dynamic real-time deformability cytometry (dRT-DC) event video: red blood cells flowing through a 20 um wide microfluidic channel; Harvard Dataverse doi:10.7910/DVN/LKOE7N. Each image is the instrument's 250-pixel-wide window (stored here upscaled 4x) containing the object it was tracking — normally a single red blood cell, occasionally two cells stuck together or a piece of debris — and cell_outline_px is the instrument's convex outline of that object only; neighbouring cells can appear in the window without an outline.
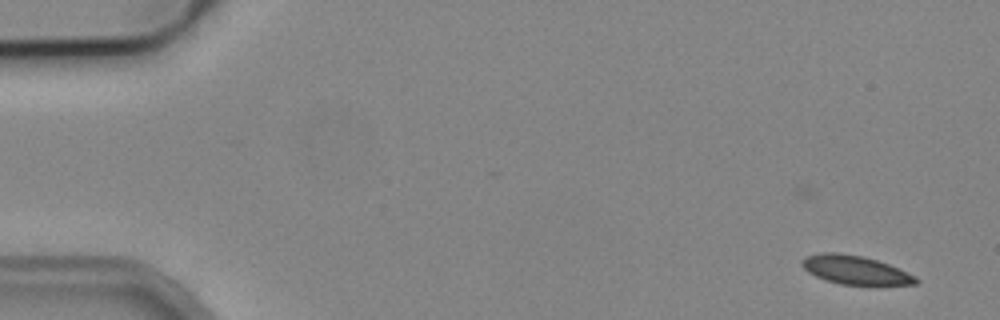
{"species": "common noctule bat (a hibernating species)", "species_latin": "Nyctalus noctula", "temperature_condition": "cold", "stored_images_in_passage": 5, "camera_frame_rate_fps": 3000, "um_per_image_px": 0.085, "animal": {"sex": "male", "body_mass_g": 19.2, "forearm_length_mm": 51.8}, "frame": {"image": 1, "passage_image": 2, "time_ms": 1.0, "image_size_px": [1000, 320], "cell_outline_px": [[920, 280], [916, 284], [840, 284], [824, 280], [808, 272], [800, 264], [800, 260], [804, 256], [820, 252], [840, 252], [864, 256], [888, 264], [916, 276]], "centroid_in_image_um": [72.63, 22.92], "position_along_channel_um": 12.4, "area_um2": 19.07}}
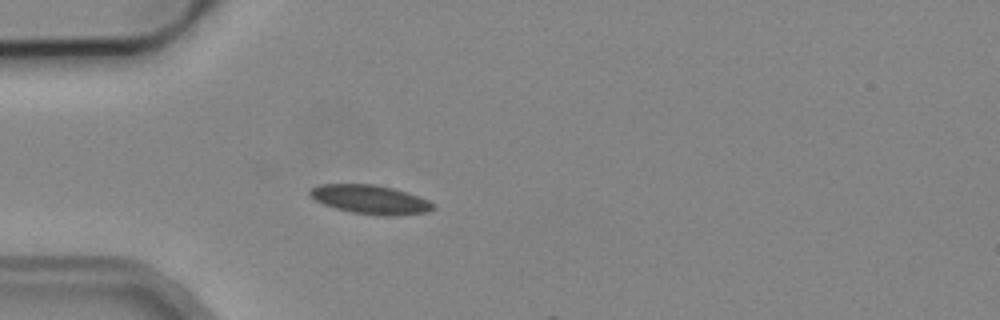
{"frame": {"image": 2, "passage_image": 5, "time_ms": 5.333, "image_size_px": [1000, 320], "cell_outline_px": [[436, 208], [428, 212], [396, 216], [384, 216], [352, 212], [336, 208], [324, 204], [316, 200], [308, 192], [308, 188], [320, 184], [376, 184], [408, 192], [428, 200], [436, 204]], "centroid_in_image_um": [31.51, 16.95], "position_along_channel_um": 53.5, "area_um2": 20.92}}